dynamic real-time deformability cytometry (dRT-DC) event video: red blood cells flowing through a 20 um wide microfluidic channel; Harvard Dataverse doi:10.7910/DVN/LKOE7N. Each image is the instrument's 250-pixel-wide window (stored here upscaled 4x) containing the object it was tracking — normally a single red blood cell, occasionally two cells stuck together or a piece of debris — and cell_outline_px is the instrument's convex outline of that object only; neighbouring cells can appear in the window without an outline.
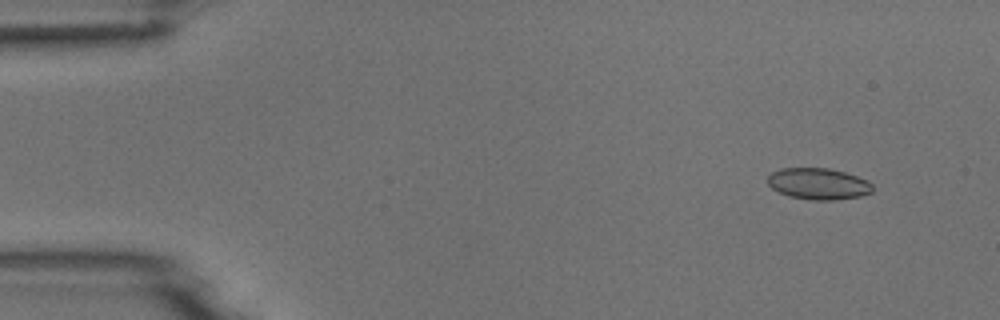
{"species": "common noctule bat (a hibernating species)", "species_latin": "Nyctalus noctula", "temperature_condition": "room temperature", "stored_images_in_passage": 53, "camera_frame_rate_fps": 3000, "um_per_image_px": 0.085, "animal": {"sex": "male", "body_mass_g": 18.8}, "frame": {"image": 1, "passage_image": 5, "time_ms": 1.333, "image_size_px": [1000, 320], "cell_outline_px": [[872, 192], [860, 196], [836, 200], [812, 200], [788, 196], [772, 188], [768, 184], [768, 176], [772, 172], [784, 168], [828, 168], [844, 172], [868, 180], [872, 184]], "centroid_in_image_um": [69.57, 15.63], "position_along_channel_um": 15.4, "area_um2": 19.13}}
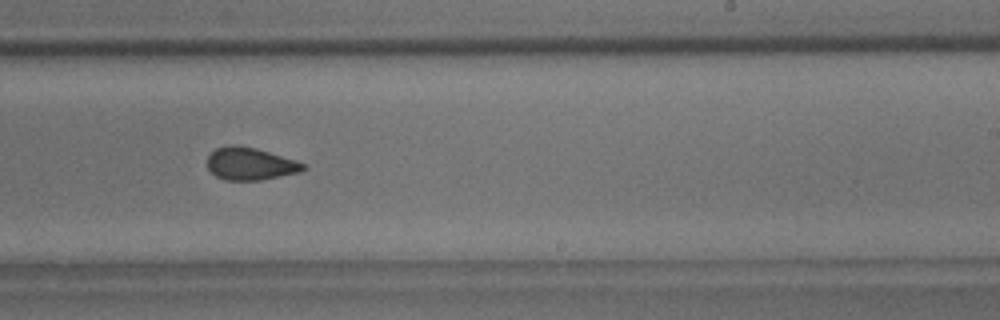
{"frame": {"image": 2, "passage_image": 33, "time_ms": 10.667, "image_size_px": [1000, 320], "cell_outline_px": [[308, 168], [300, 172], [260, 180], [224, 180], [216, 176], [208, 168], [208, 156], [216, 148], [228, 144], [236, 144], [256, 148], [296, 160], [304, 164]], "centroid_in_image_um": [21.27, 13.91], "position_along_channel_um": 267.7, "area_um2": 18.21}}
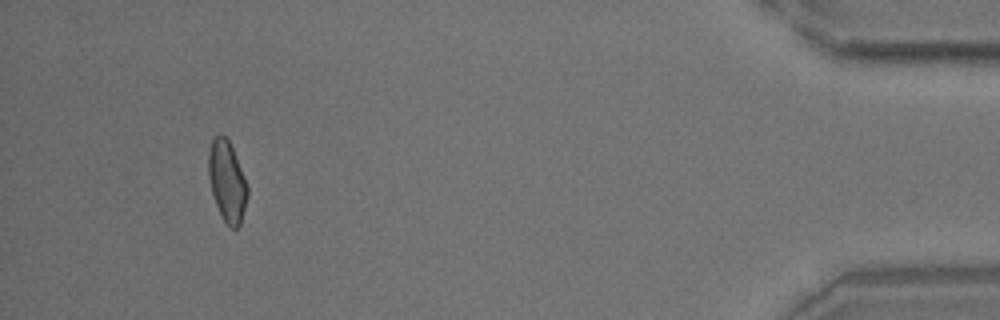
{"frame": {"image": 3, "passage_image": 50, "time_ms": 16.333, "image_size_px": [1000, 320], "cell_outline_px": [[248, 196], [240, 224], [236, 228], [232, 228], [224, 220], [216, 204], [212, 192], [208, 176], [208, 152], [212, 140], [216, 136], [224, 136], [228, 140], [232, 148], [244, 176], [248, 188]], "centroid_in_image_um": [19.29, 15.41], "position_along_channel_um": 415.9, "area_um2": 17.98}}